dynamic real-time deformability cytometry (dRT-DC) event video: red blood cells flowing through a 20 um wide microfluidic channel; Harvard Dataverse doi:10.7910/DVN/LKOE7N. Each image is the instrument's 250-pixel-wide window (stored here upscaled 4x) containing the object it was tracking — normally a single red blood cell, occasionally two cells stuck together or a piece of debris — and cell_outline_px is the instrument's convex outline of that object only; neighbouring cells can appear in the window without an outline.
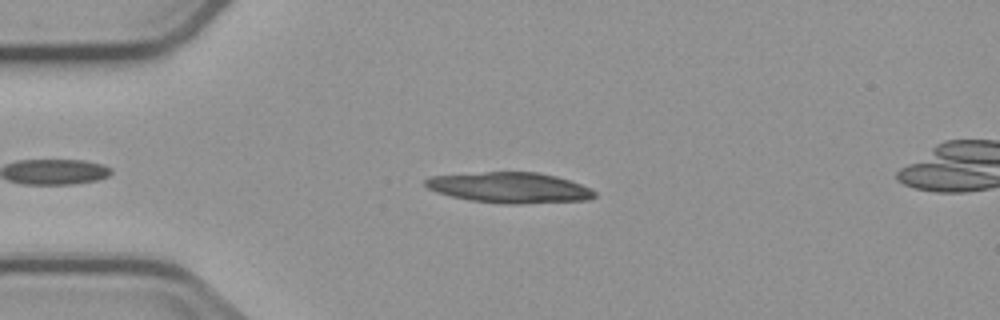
{"species": "common noctule bat (a hibernating species)", "species_latin": "Nyctalus noctula", "temperature_condition": "cold", "stored_images_in_passage": 4, "camera_frame_rate_fps": 3000, "um_per_image_px": 0.085, "animal": {"sex": "male", "body_mass_g": 23.1, "forearm_length_mm": 52.7}, "frame": {"image": 1, "passage_image": 3, "time_ms": 2.333, "image_size_px": [1000, 320], "cell_outline_px": [[596, 196], [588, 200], [516, 204], [504, 204], [472, 200], [452, 196], [436, 192], [428, 188], [424, 184], [424, 180], [432, 176], [484, 172], [536, 172], [556, 176], [592, 188], [596, 192]], "centroid_in_image_um": [43.34, 15.95], "position_along_channel_um": 41.7, "area_um2": 30.06}}